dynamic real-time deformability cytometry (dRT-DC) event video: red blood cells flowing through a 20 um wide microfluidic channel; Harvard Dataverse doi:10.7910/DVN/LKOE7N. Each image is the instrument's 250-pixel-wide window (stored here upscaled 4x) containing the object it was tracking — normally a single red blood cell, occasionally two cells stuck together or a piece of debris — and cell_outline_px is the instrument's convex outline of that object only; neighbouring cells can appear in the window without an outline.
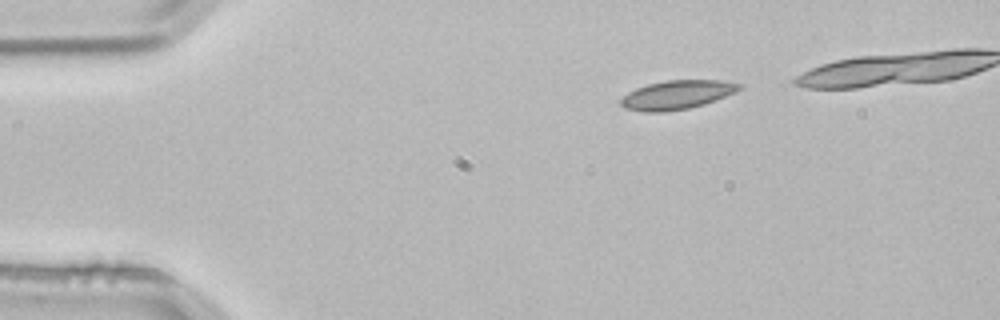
{"species": "common noctule bat (a hibernating species)", "species_latin": "Nyctalus noctula", "temperature_condition": "room temperature", "stored_images_in_passage": 3, "camera_frame_rate_fps": 3000, "um_per_image_px": 0.085, "animal": {"sex": "male", "body_mass_g": 21.5, "forearm_length_mm": 52.0}, "frame": {"image": 1, "passage_image": 1, "time_ms": 0.0, "image_size_px": [1000, 320], "cell_outline_px": [[744, 88], [736, 92], [704, 104], [688, 108], [664, 112], [644, 112], [624, 108], [620, 104], [620, 100], [628, 92], [636, 88], [648, 84], [664, 80], [720, 80], [744, 84]], "centroid_in_image_um": [57.56, 8.05], "position_along_channel_um": 27.4, "area_um2": 20.06}}